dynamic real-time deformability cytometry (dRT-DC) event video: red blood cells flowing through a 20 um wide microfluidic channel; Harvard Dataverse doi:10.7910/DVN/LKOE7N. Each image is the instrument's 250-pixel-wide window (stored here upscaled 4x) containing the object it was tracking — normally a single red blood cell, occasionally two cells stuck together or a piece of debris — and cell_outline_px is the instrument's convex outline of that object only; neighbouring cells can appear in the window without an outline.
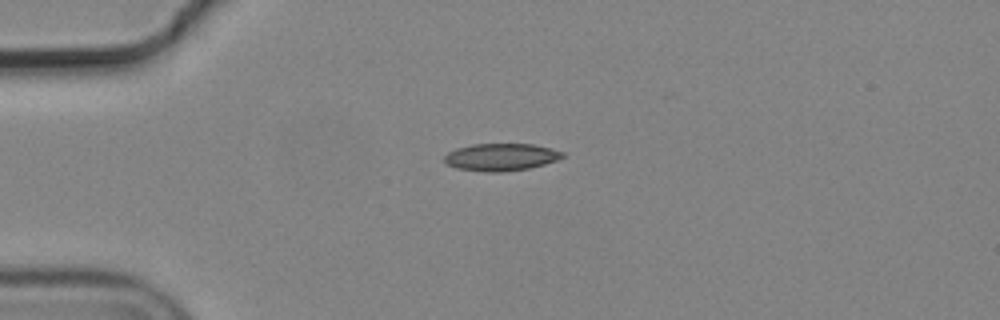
{"species": "common noctule bat (a hibernating species)", "species_latin": "Nyctalus noctula", "temperature_condition": "cold", "stored_images_in_passage": 2, "camera_frame_rate_fps": 3000, "um_per_image_px": 0.085, "animal": {"sex": "male", "body_mass_g": 19.2, "forearm_length_mm": 51.8}, "frame": {"image": 1, "passage_image": 1, "time_ms": 0.0, "image_size_px": [1000, 320], "cell_outline_px": [[564, 156], [556, 160], [544, 164], [528, 168], [500, 172], [484, 172], [456, 168], [444, 164], [444, 156], [448, 152], [456, 148], [472, 144], [532, 144], [552, 148], [564, 152]], "centroid_in_image_um": [42.54, 13.35], "position_along_channel_um": 42.5, "area_um2": 18.9}}